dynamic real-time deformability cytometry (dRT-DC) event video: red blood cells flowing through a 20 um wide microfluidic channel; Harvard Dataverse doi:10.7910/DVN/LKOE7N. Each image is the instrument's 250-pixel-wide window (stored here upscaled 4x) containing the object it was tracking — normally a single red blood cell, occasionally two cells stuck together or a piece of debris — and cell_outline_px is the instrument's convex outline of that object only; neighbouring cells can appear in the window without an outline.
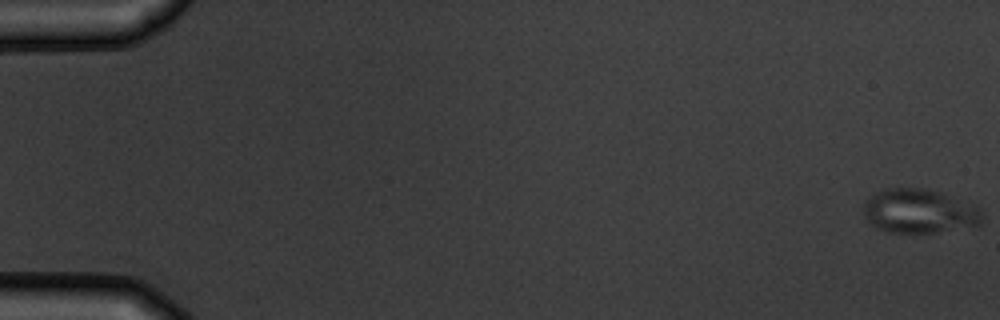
{"species": "common noctule bat (a hibernating species)", "species_latin": "Nyctalus noctula", "temperature_condition": "warm", "stored_images_in_passage": 9, "camera_frame_rate_fps": 3000, "um_per_image_px": 0.085, "animal": {"sex": "male", "body_mass_g": 19.5, "forearm_length_mm": 54.6}, "frame": {"image": 1, "passage_image": 1, "time_ms": 0.0, "image_size_px": [1000, 320], "cell_outline_px": [[984, 216], [980, 224], [936, 232], [888, 232], [872, 224], [864, 216], [864, 204], [868, 196], [884, 188], [924, 188], [976, 204], [980, 208]], "centroid_in_image_um": [78.14, 17.93], "position_along_channel_um": 6.9, "area_um2": 30.35}}